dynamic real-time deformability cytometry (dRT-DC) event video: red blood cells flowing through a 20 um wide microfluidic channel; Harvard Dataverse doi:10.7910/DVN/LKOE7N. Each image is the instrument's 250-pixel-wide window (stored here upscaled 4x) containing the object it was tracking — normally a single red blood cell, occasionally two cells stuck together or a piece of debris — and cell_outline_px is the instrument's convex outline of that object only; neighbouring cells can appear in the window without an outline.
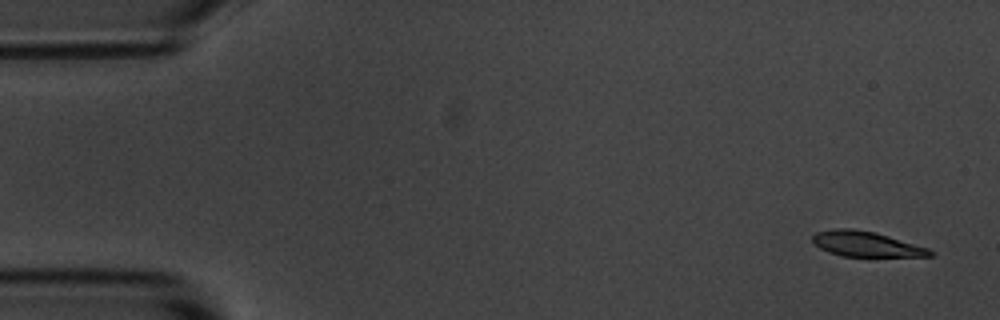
{"species": "common noctule bat (a hibernating species)", "species_latin": "Nyctalus noctula", "temperature_condition": "room temperature", "stored_images_in_passage": 6, "camera_frame_rate_fps": 3000, "um_per_image_px": 0.085, "animal": {"sex": "male", "body_mass_g": 20.1, "forearm_length_mm": 53.5}, "frame": {"image": 1, "passage_image": 1, "time_ms": 0.0, "image_size_px": [1000, 320], "cell_outline_px": [[932, 256], [844, 256], [828, 252], [812, 244], [812, 236], [816, 232], [836, 228], [852, 228], [876, 232], [928, 248], [932, 252]], "centroid_in_image_um": [73.55, 20.73], "position_along_channel_um": 11.4, "area_um2": 17.17}}
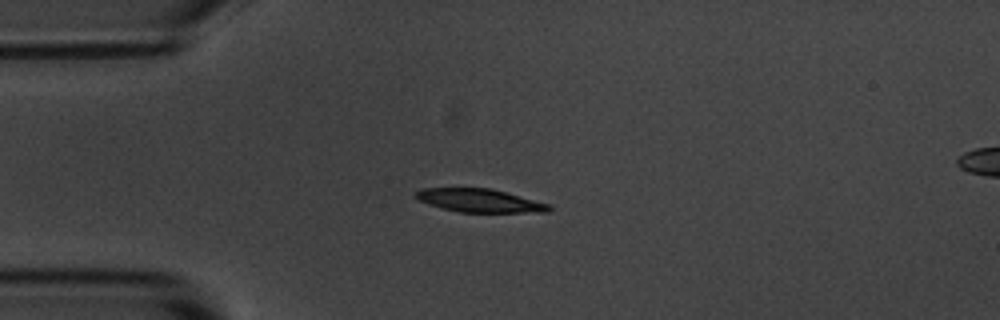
{"frame": {"image": 2, "passage_image": 4, "time_ms": 3.667, "image_size_px": [1000, 320], "cell_outline_px": [[552, 208], [548, 212], [460, 212], [440, 208], [420, 200], [412, 192], [420, 188], [492, 188], [548, 204]], "centroid_in_image_um": [40.73, 17.04], "position_along_channel_um": 44.3, "area_um2": 17.98}}